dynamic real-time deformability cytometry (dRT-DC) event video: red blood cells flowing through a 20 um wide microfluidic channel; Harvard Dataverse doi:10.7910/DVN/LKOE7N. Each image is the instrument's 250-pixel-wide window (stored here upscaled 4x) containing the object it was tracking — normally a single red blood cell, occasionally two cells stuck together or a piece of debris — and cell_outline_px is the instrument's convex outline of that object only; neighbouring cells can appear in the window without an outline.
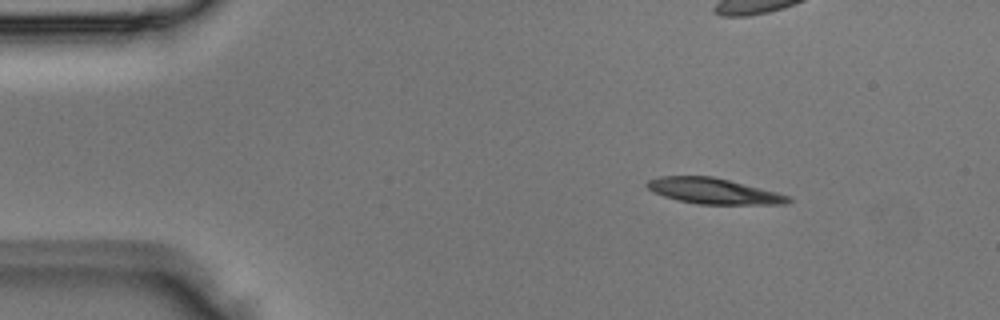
{"species": "Egyptian fruit bat (a non-hibernating species)", "species_latin": "Rousettus aegyptiacus", "temperature_condition": "room temperature", "stored_images_in_passage": 3, "camera_frame_rate_fps": 3000, "um_per_image_px": 0.085, "animal": {"sex": "male"}, "frame": {"image": 1, "passage_image": 1, "time_ms": 0.0, "image_size_px": [1000, 320], "cell_outline_px": [[792, 200], [788, 204], [696, 204], [676, 200], [652, 192], [644, 184], [648, 180], [660, 176], [712, 176], [776, 192], [788, 196]], "centroid_in_image_um": [60.59, 16.24], "position_along_channel_um": 24.4, "area_um2": 21.04}}